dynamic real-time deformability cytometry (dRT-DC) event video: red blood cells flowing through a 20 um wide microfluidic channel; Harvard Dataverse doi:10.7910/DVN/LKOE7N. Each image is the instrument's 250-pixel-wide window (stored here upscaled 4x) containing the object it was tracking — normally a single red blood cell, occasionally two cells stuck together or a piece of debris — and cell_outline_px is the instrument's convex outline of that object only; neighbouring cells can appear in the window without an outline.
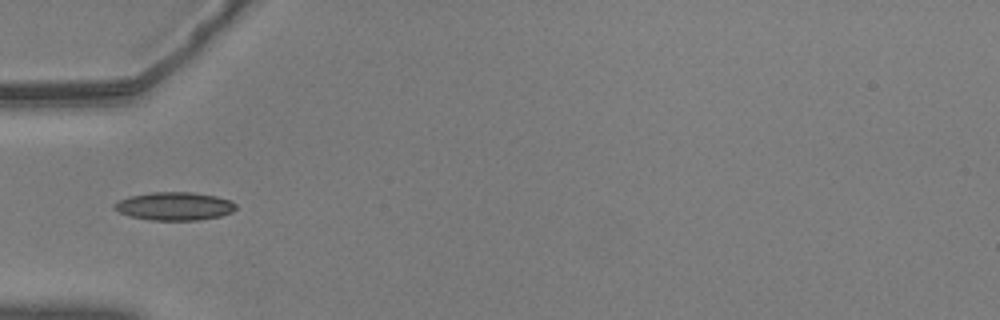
{"species": "common noctule bat (a hibernating species)", "species_latin": "Nyctalus noctula", "temperature_condition": "warm", "stored_images_in_passage": 38, "camera_frame_rate_fps": 3000, "um_per_image_px": 0.085, "animal": {"sex": "male", "body_mass_g": 20.5, "forearm_length_mm": 52.5}, "frame": {"image": 1, "passage_image": 1, "time_ms": 0.0, "image_size_px": [1000, 320], "cell_outline_px": [[236, 208], [232, 212], [220, 216], [196, 220], [148, 220], [128, 216], [112, 208], [112, 204], [120, 200], [132, 196], [152, 192], [192, 192], [216, 196], [232, 200], [236, 204]], "centroid_in_image_um": [14.83, 17.53], "position_along_channel_um": 70.2, "area_um2": 20.0}}
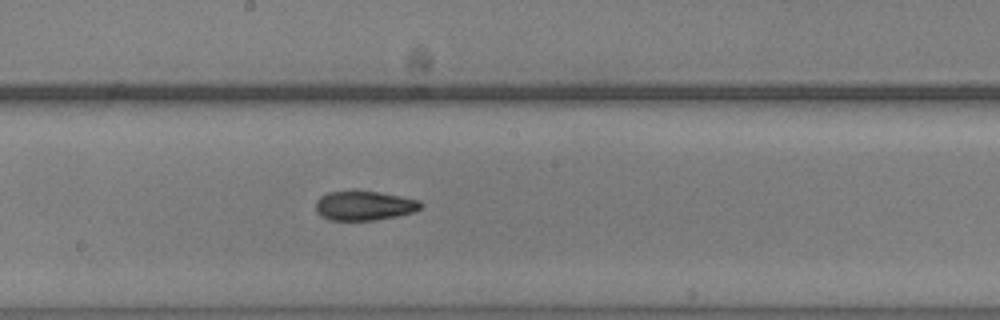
{"frame": {"image": 2, "passage_image": 13, "time_ms": 4.0, "image_size_px": [1000, 320], "cell_outline_px": [[424, 204], [416, 212], [376, 220], [328, 220], [320, 216], [316, 212], [316, 200], [320, 196], [328, 192], [380, 192], [420, 200]], "centroid_in_image_um": [30.97, 17.5], "position_along_channel_um": 217.2, "area_um2": 17.98}}
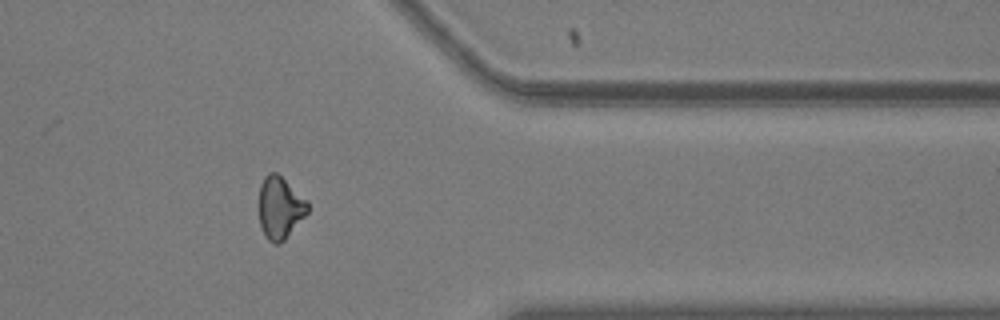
{"frame": {"image": 3, "passage_image": 28, "time_ms": 9.0, "image_size_px": [1000, 320], "cell_outline_px": [[308, 212], [284, 240], [280, 244], [276, 244], [268, 240], [260, 224], [260, 184], [264, 176], [268, 172], [276, 172], [308, 200]], "centroid_in_image_um": [23.81, 17.64], "position_along_channel_um": 387.6, "area_um2": 17.46}, "authors_computed_cell_mechanics": {"area_um2": 18.0047, "velocity_mm_per_s": 3.6549, "shape_relaxation_time_tau1_ms": null, "shape_relaxation_time_tau2_ms": 2.0244, "deformation_change_tau1": null, "deformation_change_tau2": 0.0835}}